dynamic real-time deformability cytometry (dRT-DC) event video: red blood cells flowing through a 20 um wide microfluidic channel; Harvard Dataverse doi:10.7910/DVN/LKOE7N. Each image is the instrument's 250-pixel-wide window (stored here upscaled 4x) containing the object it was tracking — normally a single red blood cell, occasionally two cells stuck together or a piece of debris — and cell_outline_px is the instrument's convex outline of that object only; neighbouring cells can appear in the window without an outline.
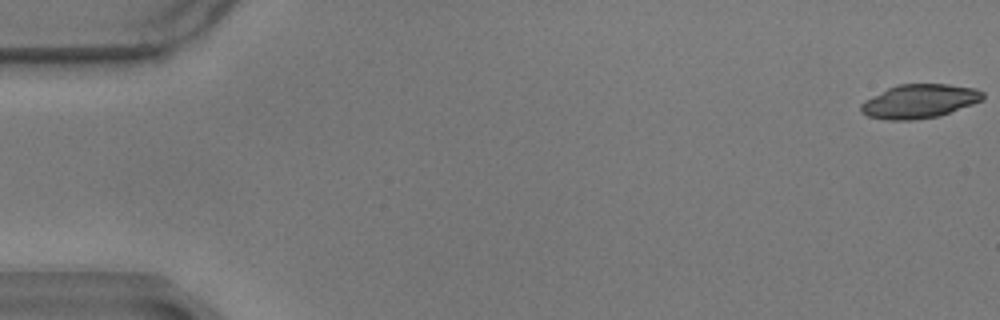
{"species": "common noctule bat (a hibernating species)", "species_latin": "Nyctalus noctula", "temperature_condition": "warm", "stored_images_in_passage": 13, "camera_frame_rate_fps": 3000, "um_per_image_px": 0.085, "animal": {"sex": "male", "body_mass_g": 17.9}, "frame": {"image": 1, "passage_image": 1, "time_ms": 0.0, "image_size_px": [1000, 320], "cell_outline_px": [[984, 100], [940, 116], [912, 120], [888, 120], [868, 116], [860, 112], [860, 104], [864, 100], [888, 88], [900, 84], [948, 84], [976, 88], [984, 92]], "centroid_in_image_um": [78.16, 8.61], "position_along_channel_um": 6.8, "area_um2": 24.22}}